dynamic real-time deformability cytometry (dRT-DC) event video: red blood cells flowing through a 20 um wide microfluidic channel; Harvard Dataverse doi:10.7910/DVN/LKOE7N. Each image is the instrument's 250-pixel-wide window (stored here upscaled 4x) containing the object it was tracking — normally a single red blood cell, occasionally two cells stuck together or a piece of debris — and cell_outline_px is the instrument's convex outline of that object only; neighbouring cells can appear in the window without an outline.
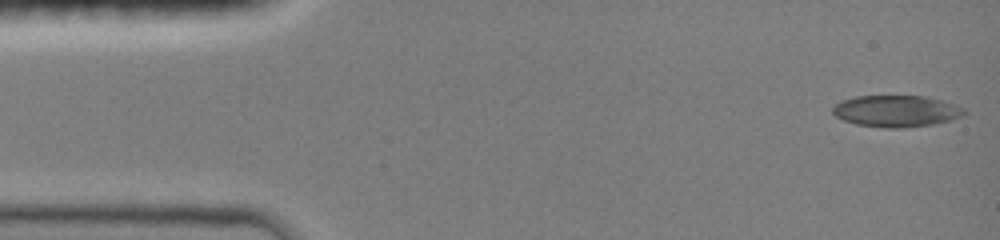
{"species": "common noctule bat (a hibernating species)", "species_latin": "Nyctalus noctula", "temperature_condition": "room temperature", "stored_images_in_passage": 46, "camera_frame_rate_fps": 3000, "um_per_image_px": 0.085, "animal": {"sex": "female", "body_mass_g": 19.0, "forearm_length_mm": 51.5}, "frame": {"image": 1, "passage_image": 1, "time_ms": 0.0, "image_size_px": [1000, 240], "cell_outline_px": [[968, 112], [952, 120], [932, 124], [904, 128], [884, 128], [856, 124], [844, 120], [836, 116], [832, 112], [832, 108], [836, 104], [844, 100], [856, 96], [924, 96], [940, 100], [964, 108]], "centroid_in_image_um": [76.18, 9.45], "position_along_channel_um": 8.8, "area_um2": 24.04}}
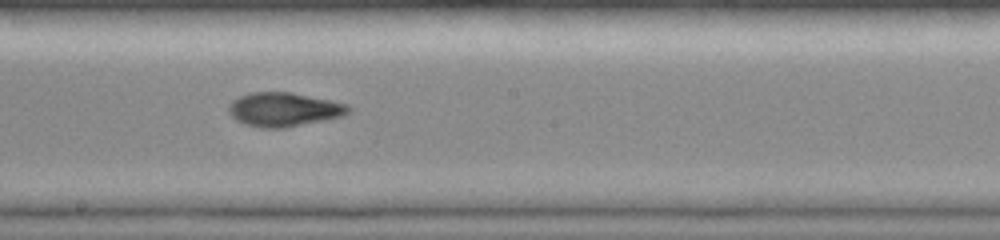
{"frame": {"image": 2, "passage_image": 25, "time_ms": 8.0, "image_size_px": [1000, 240], "cell_outline_px": [[352, 108], [344, 116], [284, 128], [260, 128], [244, 124], [236, 120], [228, 112], [228, 104], [232, 100], [240, 96], [252, 92], [292, 92], [332, 100], [348, 104]], "centroid_in_image_um": [24.13, 9.3], "position_along_channel_um": 224.1, "area_um2": 23.93}}
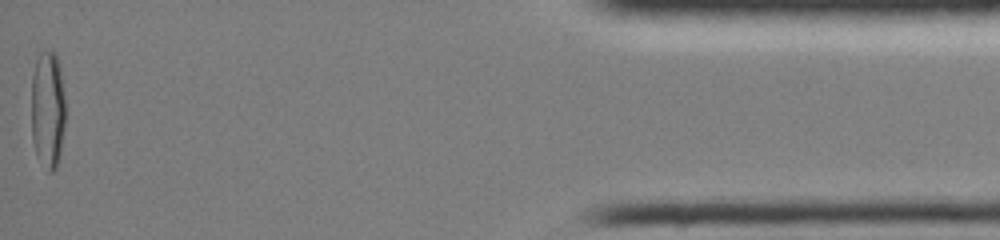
{"frame": {"image": 3, "passage_image": 46, "time_ms": 15.0, "image_size_px": [1000, 240], "cell_outline_px": [[64, 128], [60, 152], [56, 168], [52, 172], [48, 172], [36, 156], [32, 140], [32, 76], [36, 60], [40, 52], [44, 48], [48, 48], [56, 52], [60, 68], [64, 96]], "centroid_in_image_um": [4.05, 9.27], "position_along_channel_um": 431.2, "area_um2": 23.64}, "authors_computed_cell_mechanics": {"area_um2": 23.0622, "velocity_mm_per_s": 4.0837, "shape_relaxation_time_tau1_ms": null, "shape_relaxation_time_tau2_ms": 2.1085, "deformation_change_tau1": null, "deformation_change_tau2": 0.0738}}